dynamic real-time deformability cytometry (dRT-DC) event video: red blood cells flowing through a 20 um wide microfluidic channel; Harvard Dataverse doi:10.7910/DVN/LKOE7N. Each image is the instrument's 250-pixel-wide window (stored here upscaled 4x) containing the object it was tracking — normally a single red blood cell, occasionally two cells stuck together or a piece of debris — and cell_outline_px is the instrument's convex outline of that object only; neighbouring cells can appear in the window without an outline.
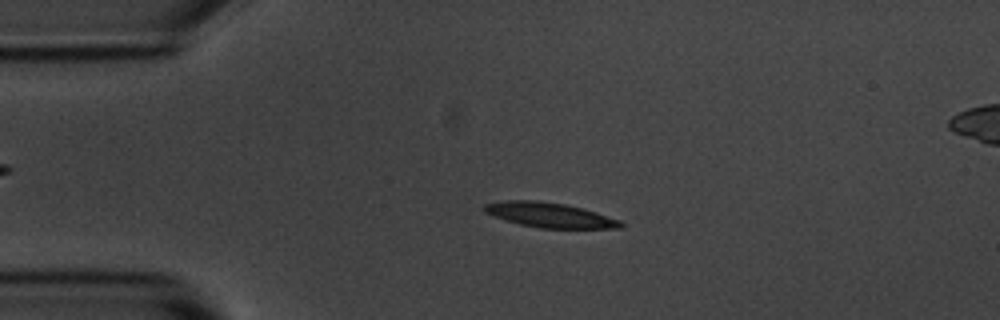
{"species": "common noctule bat (a hibernating species)", "species_latin": "Nyctalus noctula", "temperature_condition": "room temperature", "stored_images_in_passage": 50, "camera_frame_rate_fps": 3000, "um_per_image_px": 0.085, "animal": {"sex": "male", "body_mass_g": 20.1, "forearm_length_mm": 53.5}, "frame": {"image": 1, "passage_image": 8, "time_ms": 2.333, "image_size_px": [1000, 320], "cell_outline_px": [[624, 224], [620, 228], [540, 228], [520, 224], [484, 212], [484, 204], [504, 200], [536, 200], [564, 204], [596, 212], [620, 220]], "centroid_in_image_um": [46.73, 18.27], "position_along_channel_um": 38.3, "area_um2": 19.42}}
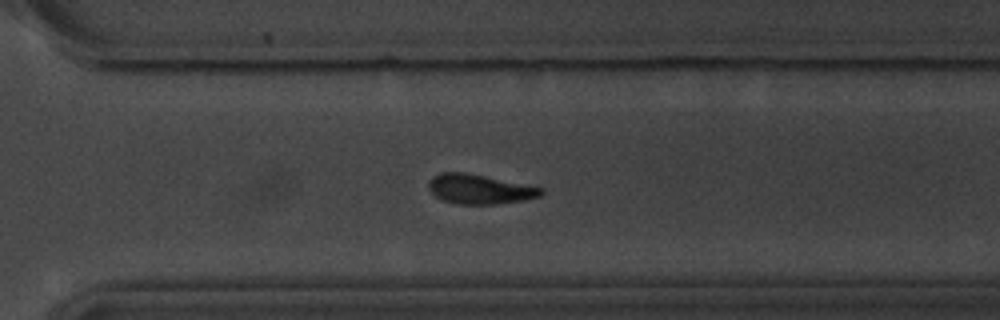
{"frame": {"image": 2, "passage_image": 34, "time_ms": 11.0, "image_size_px": [1000, 320], "cell_outline_px": [[544, 192], [540, 196], [524, 200], [496, 204], [456, 204], [444, 200], [436, 196], [428, 188], [428, 184], [432, 176], [440, 172], [464, 172], [544, 188]], "centroid_in_image_um": [40.75, 16.08], "position_along_channel_um": 329.8, "area_um2": 19.25}}
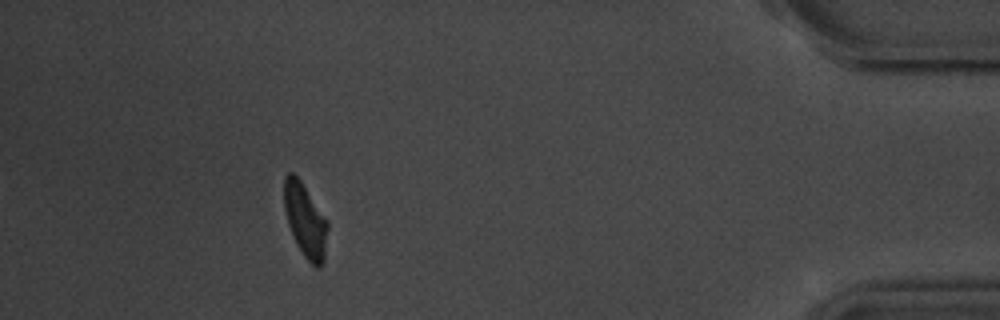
{"frame": {"image": 3, "passage_image": 45, "time_ms": 14.667, "image_size_px": [1000, 320], "cell_outline_px": [[328, 228], [324, 260], [320, 268], [316, 268], [304, 256], [296, 244], [288, 224], [284, 208], [284, 176], [288, 172], [292, 172], [300, 180], [328, 220]], "centroid_in_image_um": [25.95, 18.73], "position_along_channel_um": 409.2, "area_um2": 18.73}, "authors_computed_cell_mechanics": {"area_um2": 19.5364, "velocity_mm_per_s": 3.6973, "shape_relaxation_time_tau1_ms": 2.3422, "shape_relaxation_time_tau2_ms": null, "deformation_change_tau1": 0.1572, "deformation_change_tau2": null}}